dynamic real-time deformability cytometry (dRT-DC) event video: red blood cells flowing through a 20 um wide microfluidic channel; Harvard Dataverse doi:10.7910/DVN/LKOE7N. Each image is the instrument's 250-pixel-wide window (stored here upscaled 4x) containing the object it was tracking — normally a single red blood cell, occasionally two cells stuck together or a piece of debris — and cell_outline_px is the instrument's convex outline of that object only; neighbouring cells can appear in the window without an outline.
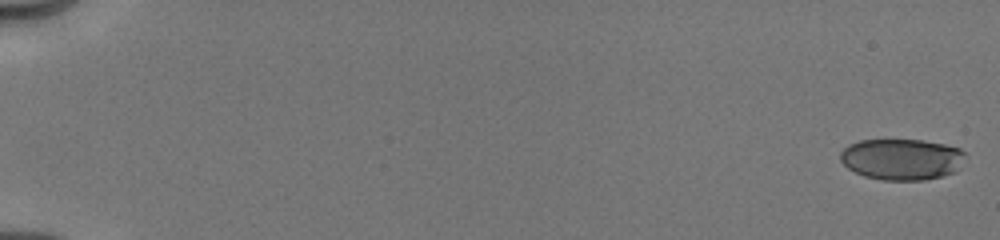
{"species": "human", "species_latin": "Homo sapiens", "temperature_condition": "cold", "stored_images_in_passage": 23, "camera_frame_rate_fps": 3000, "um_per_image_px": 0.085, "donor": {"sex": "male"}, "frame": {"image": 1, "passage_image": 1, "time_ms": 0.0, "image_size_px": [1000, 240], "cell_outline_px": [[964, 152], [956, 172], [944, 176], [924, 180], [880, 180], [864, 176], [848, 168], [840, 160], [840, 152], [848, 144], [860, 140], [920, 140], [944, 144], [960, 148]], "centroid_in_image_um": [76.61, 13.54], "position_along_channel_um": 8.4, "area_um2": 29.94}}
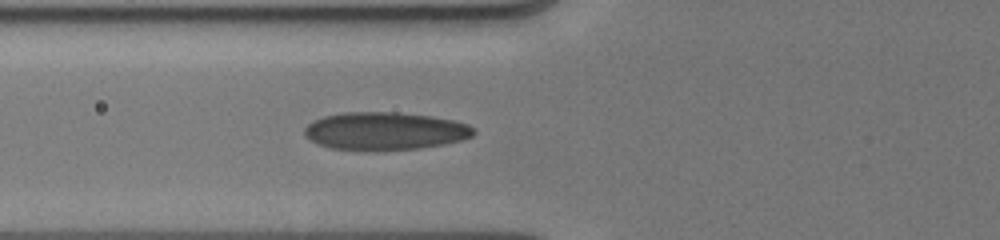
{"frame": {"image": 2, "passage_image": 20, "time_ms": 7.0, "image_size_px": [1000, 240], "cell_outline_px": [[476, 132], [472, 136], [460, 140], [444, 144], [420, 148], [376, 152], [332, 148], [308, 140], [304, 136], [304, 128], [312, 120], [324, 116], [344, 112], [396, 112], [432, 116], [452, 120], [468, 124], [476, 128]], "centroid_in_image_um": [32.7, 11.15], "position_along_channel_um": 93.1, "area_um2": 37.86}}
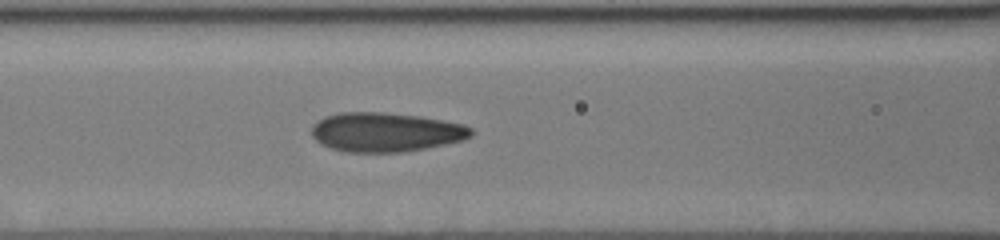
{"frame": {"image": 3, "passage_image": 23, "time_ms": 8.0, "image_size_px": [1000, 240], "cell_outline_px": [[476, 132], [472, 136], [464, 140], [404, 152], [348, 152], [332, 148], [320, 144], [312, 136], [312, 124], [316, 120], [324, 116], [340, 112], [384, 112], [420, 116], [444, 120], [464, 124], [472, 128]], "centroid_in_image_um": [32.79, 11.22], "position_along_channel_um": 133.8, "area_um2": 36.82}}